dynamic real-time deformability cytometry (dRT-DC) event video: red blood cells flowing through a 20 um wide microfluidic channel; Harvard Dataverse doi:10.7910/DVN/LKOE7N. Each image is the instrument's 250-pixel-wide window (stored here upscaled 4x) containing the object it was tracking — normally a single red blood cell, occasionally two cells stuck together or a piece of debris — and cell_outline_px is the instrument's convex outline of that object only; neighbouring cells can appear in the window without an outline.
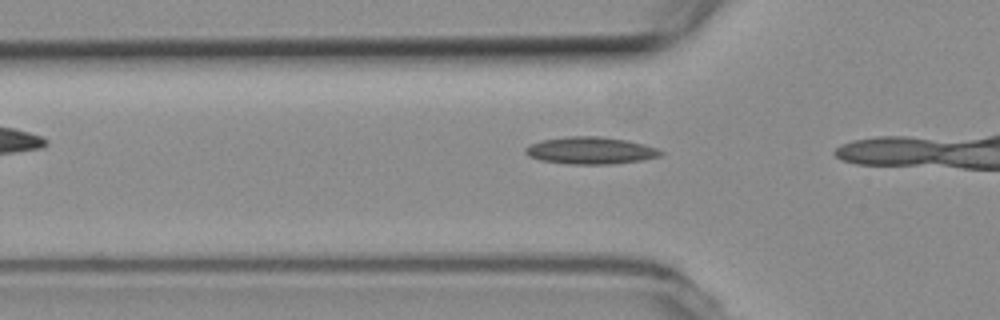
{"species": "common noctule bat (a hibernating species)", "species_latin": "Nyctalus noctula", "temperature_condition": "room temperature", "stored_images_in_passage": 13, "camera_frame_rate_fps": 3000, "um_per_image_px": 0.085, "animal": {"sex": "female", "body_mass_g": 19.3, "forearm_length_mm": 54.1}, "frame": {"image": 1, "passage_image": 11, "time_ms": 3.333, "image_size_px": [1000, 320], "cell_outline_px": [[664, 152], [660, 156], [640, 160], [608, 164], [568, 164], [540, 160], [528, 156], [524, 152], [524, 148], [540, 140], [568, 136], [600, 136], [628, 140], [644, 144], [656, 148]], "centroid_in_image_um": [50.17, 12.79], "position_along_channel_um": 75.6, "area_um2": 21.39}}